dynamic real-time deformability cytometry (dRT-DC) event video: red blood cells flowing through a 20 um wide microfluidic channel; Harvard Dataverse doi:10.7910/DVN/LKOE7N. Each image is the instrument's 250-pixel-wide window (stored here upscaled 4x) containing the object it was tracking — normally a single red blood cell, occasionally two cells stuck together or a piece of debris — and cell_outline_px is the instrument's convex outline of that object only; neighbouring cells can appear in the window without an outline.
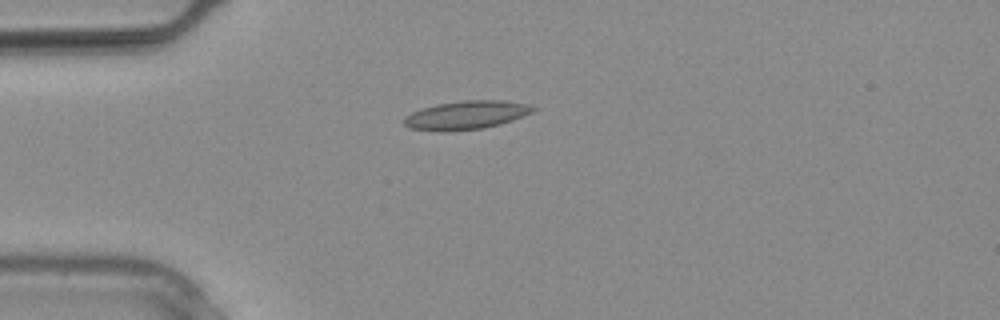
{"species": "common noctule bat (a hibernating species)", "species_latin": "Nyctalus noctula", "temperature_condition": "warm", "stored_images_in_passage": 4, "camera_frame_rate_fps": 3000, "um_per_image_px": 0.085, "animal": {"sex": "male", "body_mass_g": 20.4}, "frame": {"image": 1, "passage_image": 1, "time_ms": 0.0, "image_size_px": [1000, 320], "cell_outline_px": [[540, 108], [532, 112], [512, 120], [500, 124], [484, 128], [448, 132], [440, 132], [408, 128], [404, 124], [404, 116], [412, 112], [436, 104], [464, 100], [500, 100], [528, 104]], "centroid_in_image_um": [39.62, 9.79], "position_along_channel_um": 45.4, "area_um2": 21.62}}
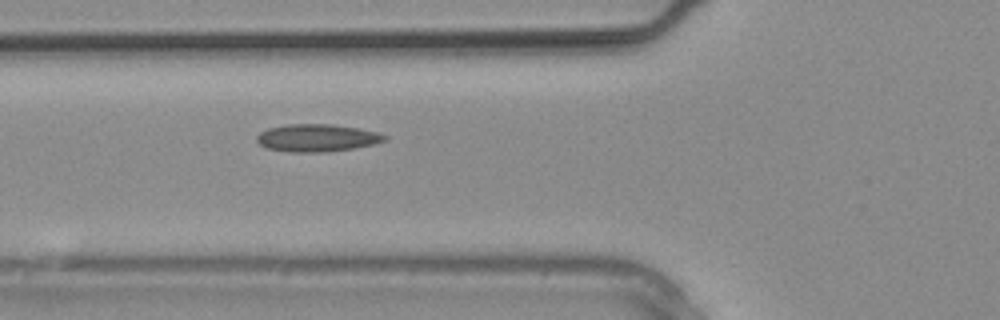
{"frame": {"image": 2, "passage_image": 4, "time_ms": 1.0, "image_size_px": [1000, 320], "cell_outline_px": [[388, 140], [356, 148], [328, 152], [292, 152], [264, 148], [256, 140], [256, 136], [260, 132], [268, 128], [288, 124], [332, 124], [380, 132], [388, 136]], "centroid_in_image_um": [26.96, 11.72], "position_along_channel_um": 98.8, "area_um2": 20.69}}